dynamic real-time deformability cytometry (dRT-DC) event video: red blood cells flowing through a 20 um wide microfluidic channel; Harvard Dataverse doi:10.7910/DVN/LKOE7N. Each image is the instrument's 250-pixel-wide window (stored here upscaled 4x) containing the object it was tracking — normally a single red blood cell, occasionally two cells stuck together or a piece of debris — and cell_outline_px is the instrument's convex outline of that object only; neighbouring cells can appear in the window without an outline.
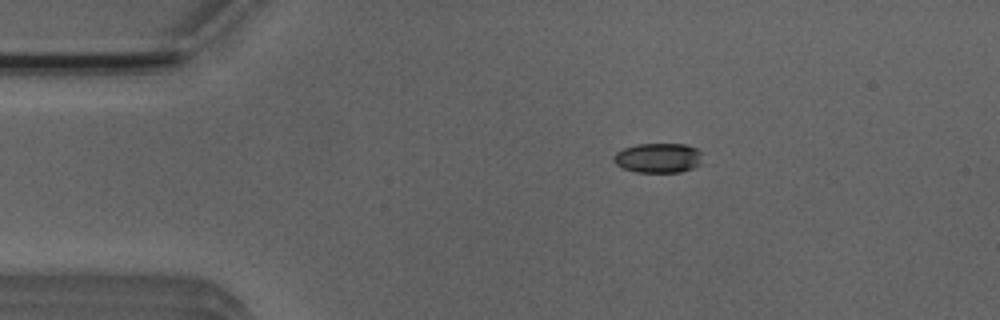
{"species": "Egyptian fruit bat (a non-hibernating species)", "species_latin": "Rousettus aegyptiacus", "temperature_condition": "room temperature", "stored_images_in_passage": 46, "camera_frame_rate_fps": 3000, "um_per_image_px": 0.085, "animal": {"sex": "male"}, "frame": {"image": 1, "passage_image": 3, "time_ms": 0.667, "image_size_px": [1000, 320], "cell_outline_px": [[700, 164], [692, 168], [680, 172], [636, 172], [624, 168], [616, 164], [612, 160], [612, 156], [616, 152], [624, 148], [636, 144], [684, 144], [696, 148], [700, 152]], "centroid_in_image_um": [55.91, 13.42], "position_along_channel_um": 29.1, "area_um2": 15.32}}
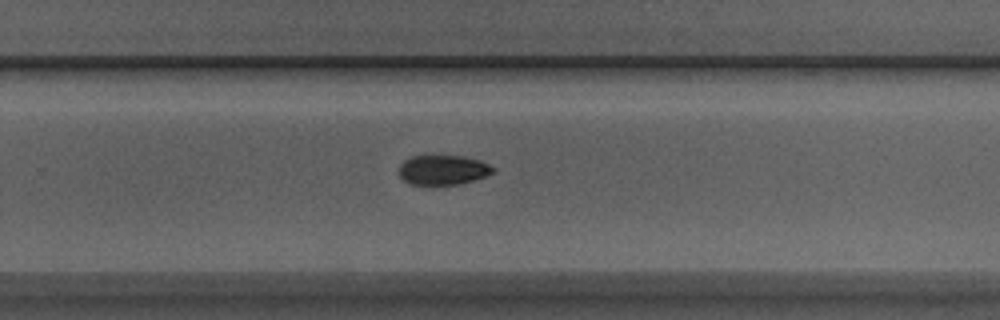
{"frame": {"image": 2, "passage_image": 27, "time_ms": 8.667, "image_size_px": [1000, 320], "cell_outline_px": [[496, 172], [472, 180], [456, 184], [432, 188], [408, 184], [400, 176], [400, 164], [404, 160], [412, 156], [432, 152], [464, 156], [480, 160], [496, 168]], "centroid_in_image_um": [37.6, 14.43], "position_along_channel_um": 292.2, "area_um2": 17.57}}
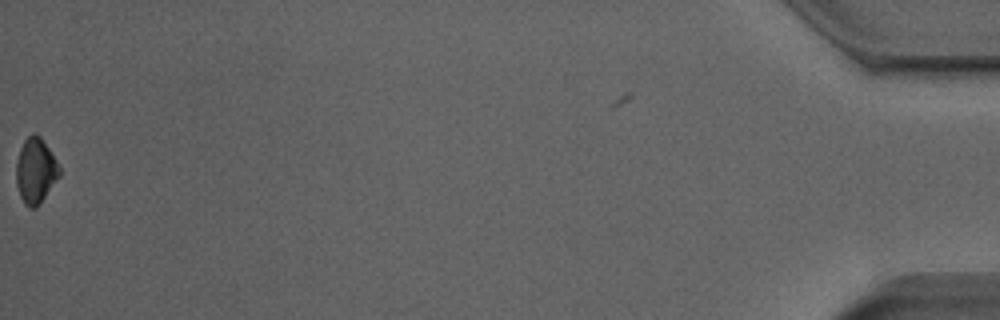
{"frame": {"image": 3, "passage_image": 46, "time_ms": 15.0, "image_size_px": [1000, 320], "cell_outline_px": [[60, 176], [40, 204], [36, 208], [28, 208], [24, 204], [20, 196], [16, 184], [16, 164], [20, 148], [24, 140], [32, 132], [40, 136], [56, 160], [60, 168]], "centroid_in_image_um": [3.02, 14.53], "position_along_channel_um": 432.2, "area_um2": 16.53}, "authors_computed_cell_mechanics": {"area_um2": 16.7909, "velocity_mm_per_s": 3.922, "shape_relaxation_time_tau1_ms": 5.3123, "shape_relaxation_time_tau2_ms": 4.6806, "deformation_change_tau1": 0.1046, "deformation_change_tau2": 0.0693}}